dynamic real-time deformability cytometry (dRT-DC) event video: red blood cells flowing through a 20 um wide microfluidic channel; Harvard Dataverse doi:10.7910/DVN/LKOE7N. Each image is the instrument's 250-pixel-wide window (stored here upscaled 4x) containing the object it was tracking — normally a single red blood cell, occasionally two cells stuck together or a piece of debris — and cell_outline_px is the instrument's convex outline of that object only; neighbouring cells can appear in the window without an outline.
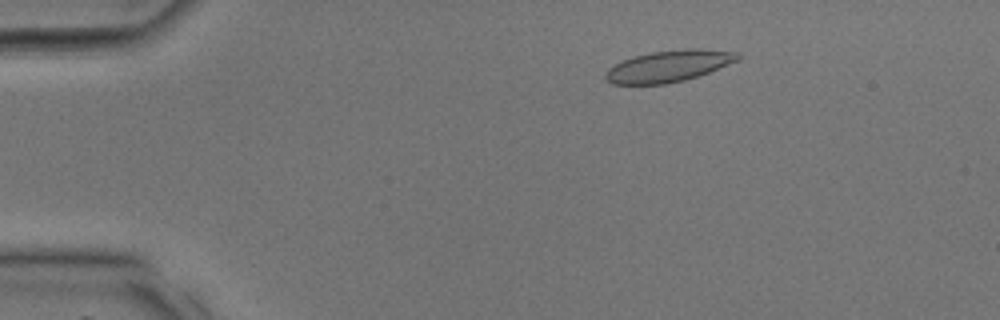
{"species": "common noctule bat (a hibernating species)", "species_latin": "Nyctalus noctula", "temperature_condition": "room temperature", "stored_images_in_passage": 37, "camera_frame_rate_fps": 3000, "um_per_image_px": 0.085, "animal": {"sex": "male", "body_mass_g": 17.9, "forearm_length_mm": 54.2}, "frame": {"image": 1, "passage_image": 7, "time_ms": 2.0, "image_size_px": [1000, 320], "cell_outline_px": [[740, 60], [708, 72], [684, 80], [664, 84], [612, 84], [604, 76], [604, 72], [608, 68], [632, 56], [652, 52], [688, 48], [700, 48], [740, 52]], "centroid_in_image_um": [56.86, 5.6], "position_along_channel_um": 28.1, "area_um2": 24.28}}
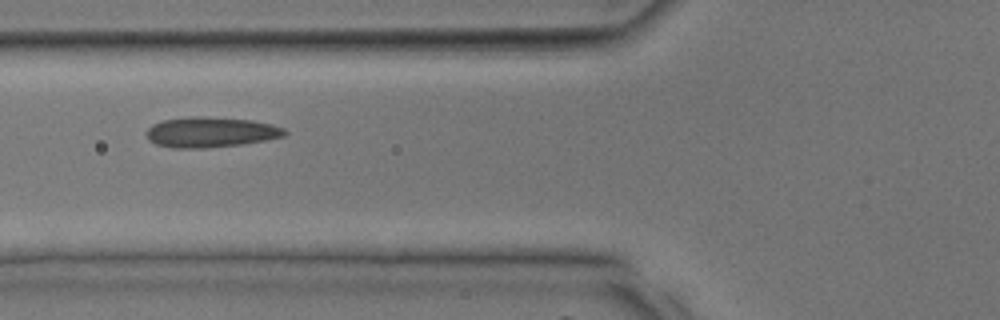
{"frame": {"image": 2, "passage_image": 15, "time_ms": 4.667, "image_size_px": [1000, 320], "cell_outline_px": [[288, 132], [284, 136], [244, 144], [208, 148], [172, 148], [156, 144], [148, 140], [148, 128], [152, 124], [164, 120], [252, 120], [272, 124], [284, 128]], "centroid_in_image_um": [17.96, 11.31], "position_along_channel_um": 107.8, "area_um2": 23.06}}
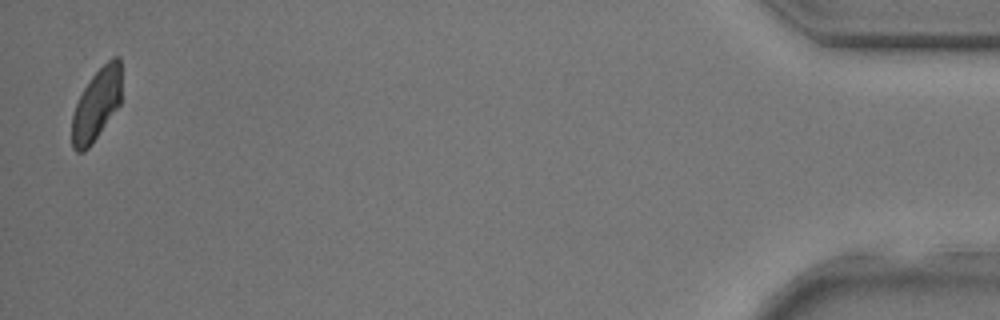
{"frame": {"image": 3, "passage_image": 37, "time_ms": 12.0, "image_size_px": [1000, 320], "cell_outline_px": [[120, 104], [92, 144], [84, 152], [76, 152], [72, 148], [72, 116], [76, 104], [84, 88], [92, 76], [112, 56], [120, 56]], "centroid_in_image_um": [8.19, 8.91], "position_along_channel_um": 427.0, "area_um2": 20.52}}